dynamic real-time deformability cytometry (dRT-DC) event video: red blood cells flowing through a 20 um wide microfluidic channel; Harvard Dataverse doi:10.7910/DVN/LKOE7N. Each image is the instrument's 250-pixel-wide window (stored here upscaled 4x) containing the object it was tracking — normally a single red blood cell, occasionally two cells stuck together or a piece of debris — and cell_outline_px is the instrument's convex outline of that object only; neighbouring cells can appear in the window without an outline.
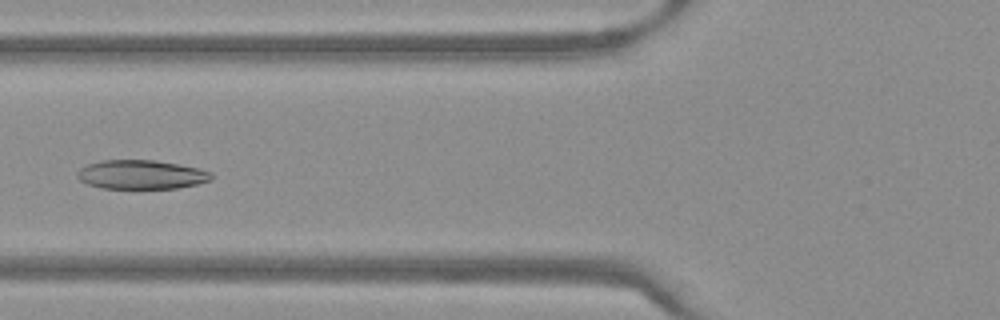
{"species": "Egyptian fruit bat (a non-hibernating species)", "species_latin": "Rousettus aegyptiacus", "temperature_condition": "warm", "stored_images_in_passage": 43, "camera_frame_rate_fps": 3000, "um_per_image_px": 0.085, "frame": {"image": 1, "passage_image": 13, "time_ms": 4.0, "image_size_px": [1000, 320], "cell_outline_px": [[212, 180], [196, 184], [176, 188], [104, 188], [88, 184], [80, 180], [76, 176], [76, 172], [80, 168], [88, 164], [100, 160], [156, 160], [200, 168], [212, 172]], "centroid_in_image_um": [12.01, 14.83], "position_along_channel_um": 113.8, "area_um2": 22.72}}
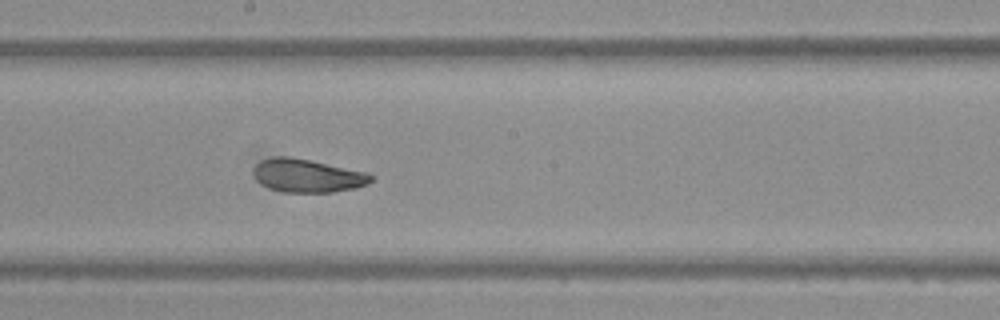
{"frame": {"image": 2, "passage_image": 21, "time_ms": 6.667, "image_size_px": [1000, 320], "cell_outline_px": [[376, 176], [368, 184], [356, 188], [332, 192], [284, 192], [268, 188], [260, 184], [256, 180], [252, 172], [256, 164], [260, 160], [272, 156], [288, 156], [368, 172]], "centroid_in_image_um": [26.12, 14.93], "position_along_channel_um": 222.1, "area_um2": 23.0}}
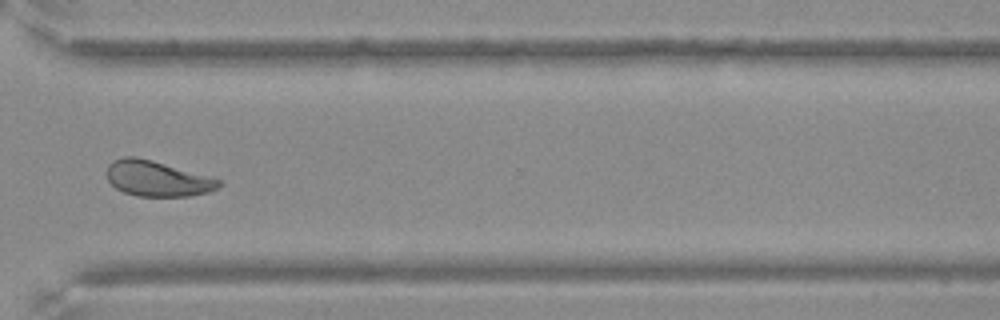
{"frame": {"image": 3, "passage_image": 31, "time_ms": 10.0, "image_size_px": [1000, 320], "cell_outline_px": [[224, 184], [208, 192], [188, 196], [136, 196], [124, 192], [116, 188], [108, 180], [108, 164], [112, 160], [124, 156], [136, 156], [152, 160], [212, 176], [220, 180]], "centroid_in_image_um": [13.39, 15.17], "position_along_channel_um": 357.2, "area_um2": 23.29}}